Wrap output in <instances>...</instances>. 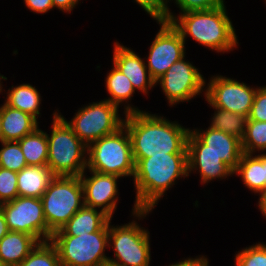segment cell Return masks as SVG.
<instances>
[{
    "label": "cell",
    "mask_w": 266,
    "mask_h": 266,
    "mask_svg": "<svg viewBox=\"0 0 266 266\" xmlns=\"http://www.w3.org/2000/svg\"><path fill=\"white\" fill-rule=\"evenodd\" d=\"M123 125L130 135L133 158L187 153L191 127H185L179 120L172 121L164 115L145 110L126 114Z\"/></svg>",
    "instance_id": "cell-1"
},
{
    "label": "cell",
    "mask_w": 266,
    "mask_h": 266,
    "mask_svg": "<svg viewBox=\"0 0 266 266\" xmlns=\"http://www.w3.org/2000/svg\"><path fill=\"white\" fill-rule=\"evenodd\" d=\"M135 172L134 206L138 210H154L179 179L188 178L187 153L151 155L148 158H133Z\"/></svg>",
    "instance_id": "cell-2"
},
{
    "label": "cell",
    "mask_w": 266,
    "mask_h": 266,
    "mask_svg": "<svg viewBox=\"0 0 266 266\" xmlns=\"http://www.w3.org/2000/svg\"><path fill=\"white\" fill-rule=\"evenodd\" d=\"M165 21L180 33L185 45L189 37L216 53H228L239 46V39L232 19L228 16L226 3L207 11H190L176 14L171 9L165 11Z\"/></svg>",
    "instance_id": "cell-3"
},
{
    "label": "cell",
    "mask_w": 266,
    "mask_h": 266,
    "mask_svg": "<svg viewBox=\"0 0 266 266\" xmlns=\"http://www.w3.org/2000/svg\"><path fill=\"white\" fill-rule=\"evenodd\" d=\"M131 221L121 225L109 221L108 249L112 257L108 264L113 266H150L152 260L150 232L142 227L140 220L147 219L153 210H138L132 206ZM139 221V222H138Z\"/></svg>",
    "instance_id": "cell-4"
},
{
    "label": "cell",
    "mask_w": 266,
    "mask_h": 266,
    "mask_svg": "<svg viewBox=\"0 0 266 266\" xmlns=\"http://www.w3.org/2000/svg\"><path fill=\"white\" fill-rule=\"evenodd\" d=\"M52 115V129L46 132L47 167L54 176H80L87 169V146L58 114V108Z\"/></svg>",
    "instance_id": "cell-5"
},
{
    "label": "cell",
    "mask_w": 266,
    "mask_h": 266,
    "mask_svg": "<svg viewBox=\"0 0 266 266\" xmlns=\"http://www.w3.org/2000/svg\"><path fill=\"white\" fill-rule=\"evenodd\" d=\"M87 169L133 179L135 162L130 135L124 125L87 146Z\"/></svg>",
    "instance_id": "cell-6"
},
{
    "label": "cell",
    "mask_w": 266,
    "mask_h": 266,
    "mask_svg": "<svg viewBox=\"0 0 266 266\" xmlns=\"http://www.w3.org/2000/svg\"><path fill=\"white\" fill-rule=\"evenodd\" d=\"M47 227L54 233L84 206L79 176H54L41 197Z\"/></svg>",
    "instance_id": "cell-7"
},
{
    "label": "cell",
    "mask_w": 266,
    "mask_h": 266,
    "mask_svg": "<svg viewBox=\"0 0 266 266\" xmlns=\"http://www.w3.org/2000/svg\"><path fill=\"white\" fill-rule=\"evenodd\" d=\"M109 222L93 233L52 235L61 266H103L108 264Z\"/></svg>",
    "instance_id": "cell-8"
},
{
    "label": "cell",
    "mask_w": 266,
    "mask_h": 266,
    "mask_svg": "<svg viewBox=\"0 0 266 266\" xmlns=\"http://www.w3.org/2000/svg\"><path fill=\"white\" fill-rule=\"evenodd\" d=\"M119 112L121 111L116 105L105 99L79 107L70 120L58 110V114L86 146L123 126L125 114L121 115Z\"/></svg>",
    "instance_id": "cell-9"
},
{
    "label": "cell",
    "mask_w": 266,
    "mask_h": 266,
    "mask_svg": "<svg viewBox=\"0 0 266 266\" xmlns=\"http://www.w3.org/2000/svg\"><path fill=\"white\" fill-rule=\"evenodd\" d=\"M186 58L185 55L176 61L155 81L171 108L200 96L205 98L206 78L201 69Z\"/></svg>",
    "instance_id": "cell-10"
},
{
    "label": "cell",
    "mask_w": 266,
    "mask_h": 266,
    "mask_svg": "<svg viewBox=\"0 0 266 266\" xmlns=\"http://www.w3.org/2000/svg\"><path fill=\"white\" fill-rule=\"evenodd\" d=\"M210 77V78H209ZM206 79L205 101L208 107H217L249 116L257 86L253 87L234 77L214 74ZM208 81V82H207Z\"/></svg>",
    "instance_id": "cell-11"
},
{
    "label": "cell",
    "mask_w": 266,
    "mask_h": 266,
    "mask_svg": "<svg viewBox=\"0 0 266 266\" xmlns=\"http://www.w3.org/2000/svg\"><path fill=\"white\" fill-rule=\"evenodd\" d=\"M9 231L34 236L39 242L49 241L52 231L47 227L41 198L18 196L0 204Z\"/></svg>",
    "instance_id": "cell-12"
},
{
    "label": "cell",
    "mask_w": 266,
    "mask_h": 266,
    "mask_svg": "<svg viewBox=\"0 0 266 266\" xmlns=\"http://www.w3.org/2000/svg\"><path fill=\"white\" fill-rule=\"evenodd\" d=\"M159 30L144 56L150 77L157 81L168 68L186 55V45L180 33L170 22L155 21Z\"/></svg>",
    "instance_id": "cell-13"
},
{
    "label": "cell",
    "mask_w": 266,
    "mask_h": 266,
    "mask_svg": "<svg viewBox=\"0 0 266 266\" xmlns=\"http://www.w3.org/2000/svg\"><path fill=\"white\" fill-rule=\"evenodd\" d=\"M187 153H213L234 171L243 151L239 138L208 126L190 129Z\"/></svg>",
    "instance_id": "cell-14"
},
{
    "label": "cell",
    "mask_w": 266,
    "mask_h": 266,
    "mask_svg": "<svg viewBox=\"0 0 266 266\" xmlns=\"http://www.w3.org/2000/svg\"><path fill=\"white\" fill-rule=\"evenodd\" d=\"M79 177L83 186L84 205L101 210L113 219L118 209L117 204L120 202L118 182L123 178L88 169Z\"/></svg>",
    "instance_id": "cell-15"
},
{
    "label": "cell",
    "mask_w": 266,
    "mask_h": 266,
    "mask_svg": "<svg viewBox=\"0 0 266 266\" xmlns=\"http://www.w3.org/2000/svg\"><path fill=\"white\" fill-rule=\"evenodd\" d=\"M112 53V64L126 75L136 91L148 97L156 86L149 75L144 57L117 40L113 42Z\"/></svg>",
    "instance_id": "cell-16"
},
{
    "label": "cell",
    "mask_w": 266,
    "mask_h": 266,
    "mask_svg": "<svg viewBox=\"0 0 266 266\" xmlns=\"http://www.w3.org/2000/svg\"><path fill=\"white\" fill-rule=\"evenodd\" d=\"M6 80H8L7 77L0 73V95L2 93L6 94L4 95V102L8 106L30 114L39 122L38 118L42 116L40 111L41 108H43V97L36 86L31 85L30 83H22L15 86L12 85L9 89L5 90L3 81Z\"/></svg>",
    "instance_id": "cell-17"
},
{
    "label": "cell",
    "mask_w": 266,
    "mask_h": 266,
    "mask_svg": "<svg viewBox=\"0 0 266 266\" xmlns=\"http://www.w3.org/2000/svg\"><path fill=\"white\" fill-rule=\"evenodd\" d=\"M39 124L30 114L8 106L4 101L0 104L1 141H19L38 128Z\"/></svg>",
    "instance_id": "cell-18"
},
{
    "label": "cell",
    "mask_w": 266,
    "mask_h": 266,
    "mask_svg": "<svg viewBox=\"0 0 266 266\" xmlns=\"http://www.w3.org/2000/svg\"><path fill=\"white\" fill-rule=\"evenodd\" d=\"M187 163L188 177L193 173L199 174V181L204 187L211 181L228 180L233 176V170L213 153H187Z\"/></svg>",
    "instance_id": "cell-19"
},
{
    "label": "cell",
    "mask_w": 266,
    "mask_h": 266,
    "mask_svg": "<svg viewBox=\"0 0 266 266\" xmlns=\"http://www.w3.org/2000/svg\"><path fill=\"white\" fill-rule=\"evenodd\" d=\"M106 73L107 74L104 83L107 91V98H104L105 100L113 103L118 108H121L123 106V110L121 109V114L123 113L126 115L130 113L145 111L139 109L138 106L135 107L131 103V100L133 99L134 94L137 91L134 89L132 83L125 74H123L113 64L111 70Z\"/></svg>",
    "instance_id": "cell-20"
},
{
    "label": "cell",
    "mask_w": 266,
    "mask_h": 266,
    "mask_svg": "<svg viewBox=\"0 0 266 266\" xmlns=\"http://www.w3.org/2000/svg\"><path fill=\"white\" fill-rule=\"evenodd\" d=\"M110 220L112 219L103 211L84 205L52 235L79 236V234L93 233L102 229Z\"/></svg>",
    "instance_id": "cell-21"
},
{
    "label": "cell",
    "mask_w": 266,
    "mask_h": 266,
    "mask_svg": "<svg viewBox=\"0 0 266 266\" xmlns=\"http://www.w3.org/2000/svg\"><path fill=\"white\" fill-rule=\"evenodd\" d=\"M233 176L240 177L244 188L259 196L266 190V173L263 166V153L247 154L242 153Z\"/></svg>",
    "instance_id": "cell-22"
},
{
    "label": "cell",
    "mask_w": 266,
    "mask_h": 266,
    "mask_svg": "<svg viewBox=\"0 0 266 266\" xmlns=\"http://www.w3.org/2000/svg\"><path fill=\"white\" fill-rule=\"evenodd\" d=\"M38 243L34 236L9 231L0 240V261L6 266H18Z\"/></svg>",
    "instance_id": "cell-23"
},
{
    "label": "cell",
    "mask_w": 266,
    "mask_h": 266,
    "mask_svg": "<svg viewBox=\"0 0 266 266\" xmlns=\"http://www.w3.org/2000/svg\"><path fill=\"white\" fill-rule=\"evenodd\" d=\"M54 175L47 166H26L17 172L18 196L41 198Z\"/></svg>",
    "instance_id": "cell-24"
},
{
    "label": "cell",
    "mask_w": 266,
    "mask_h": 266,
    "mask_svg": "<svg viewBox=\"0 0 266 266\" xmlns=\"http://www.w3.org/2000/svg\"><path fill=\"white\" fill-rule=\"evenodd\" d=\"M28 166H47L48 141L46 131L40 126L19 141Z\"/></svg>",
    "instance_id": "cell-25"
},
{
    "label": "cell",
    "mask_w": 266,
    "mask_h": 266,
    "mask_svg": "<svg viewBox=\"0 0 266 266\" xmlns=\"http://www.w3.org/2000/svg\"><path fill=\"white\" fill-rule=\"evenodd\" d=\"M210 108L214 110V113L211 115L208 126L221 130L242 140L245 135L248 117L217 107Z\"/></svg>",
    "instance_id": "cell-26"
},
{
    "label": "cell",
    "mask_w": 266,
    "mask_h": 266,
    "mask_svg": "<svg viewBox=\"0 0 266 266\" xmlns=\"http://www.w3.org/2000/svg\"><path fill=\"white\" fill-rule=\"evenodd\" d=\"M241 147L247 154L266 153V121L247 120Z\"/></svg>",
    "instance_id": "cell-27"
},
{
    "label": "cell",
    "mask_w": 266,
    "mask_h": 266,
    "mask_svg": "<svg viewBox=\"0 0 266 266\" xmlns=\"http://www.w3.org/2000/svg\"><path fill=\"white\" fill-rule=\"evenodd\" d=\"M18 266H61L56 247L49 241L39 242Z\"/></svg>",
    "instance_id": "cell-28"
},
{
    "label": "cell",
    "mask_w": 266,
    "mask_h": 266,
    "mask_svg": "<svg viewBox=\"0 0 266 266\" xmlns=\"http://www.w3.org/2000/svg\"><path fill=\"white\" fill-rule=\"evenodd\" d=\"M0 167L20 172L28 166L18 141H0Z\"/></svg>",
    "instance_id": "cell-29"
},
{
    "label": "cell",
    "mask_w": 266,
    "mask_h": 266,
    "mask_svg": "<svg viewBox=\"0 0 266 266\" xmlns=\"http://www.w3.org/2000/svg\"><path fill=\"white\" fill-rule=\"evenodd\" d=\"M233 257L234 266H266V241L243 247Z\"/></svg>",
    "instance_id": "cell-30"
},
{
    "label": "cell",
    "mask_w": 266,
    "mask_h": 266,
    "mask_svg": "<svg viewBox=\"0 0 266 266\" xmlns=\"http://www.w3.org/2000/svg\"><path fill=\"white\" fill-rule=\"evenodd\" d=\"M167 8L171 9V4L174 3L178 8L179 13H186L190 11H207L218 8L224 5L225 0H166ZM173 1V2H172ZM170 7V8H169Z\"/></svg>",
    "instance_id": "cell-31"
},
{
    "label": "cell",
    "mask_w": 266,
    "mask_h": 266,
    "mask_svg": "<svg viewBox=\"0 0 266 266\" xmlns=\"http://www.w3.org/2000/svg\"><path fill=\"white\" fill-rule=\"evenodd\" d=\"M18 197L17 172L0 167V204Z\"/></svg>",
    "instance_id": "cell-32"
},
{
    "label": "cell",
    "mask_w": 266,
    "mask_h": 266,
    "mask_svg": "<svg viewBox=\"0 0 266 266\" xmlns=\"http://www.w3.org/2000/svg\"><path fill=\"white\" fill-rule=\"evenodd\" d=\"M154 21H165L166 0H133Z\"/></svg>",
    "instance_id": "cell-33"
},
{
    "label": "cell",
    "mask_w": 266,
    "mask_h": 266,
    "mask_svg": "<svg viewBox=\"0 0 266 266\" xmlns=\"http://www.w3.org/2000/svg\"><path fill=\"white\" fill-rule=\"evenodd\" d=\"M248 120L266 121V85L258 86Z\"/></svg>",
    "instance_id": "cell-34"
},
{
    "label": "cell",
    "mask_w": 266,
    "mask_h": 266,
    "mask_svg": "<svg viewBox=\"0 0 266 266\" xmlns=\"http://www.w3.org/2000/svg\"><path fill=\"white\" fill-rule=\"evenodd\" d=\"M27 10L34 14H46L54 9L52 0H23Z\"/></svg>",
    "instance_id": "cell-35"
},
{
    "label": "cell",
    "mask_w": 266,
    "mask_h": 266,
    "mask_svg": "<svg viewBox=\"0 0 266 266\" xmlns=\"http://www.w3.org/2000/svg\"><path fill=\"white\" fill-rule=\"evenodd\" d=\"M209 259L205 255H197L194 257H184L182 260L174 262L172 264L166 265V266H210Z\"/></svg>",
    "instance_id": "cell-36"
},
{
    "label": "cell",
    "mask_w": 266,
    "mask_h": 266,
    "mask_svg": "<svg viewBox=\"0 0 266 266\" xmlns=\"http://www.w3.org/2000/svg\"><path fill=\"white\" fill-rule=\"evenodd\" d=\"M54 9H58L59 12L64 14H73L74 8L81 4V0H52Z\"/></svg>",
    "instance_id": "cell-37"
},
{
    "label": "cell",
    "mask_w": 266,
    "mask_h": 266,
    "mask_svg": "<svg viewBox=\"0 0 266 266\" xmlns=\"http://www.w3.org/2000/svg\"><path fill=\"white\" fill-rule=\"evenodd\" d=\"M256 203V207H258L262 217H264L266 220V190L258 196V200Z\"/></svg>",
    "instance_id": "cell-38"
},
{
    "label": "cell",
    "mask_w": 266,
    "mask_h": 266,
    "mask_svg": "<svg viewBox=\"0 0 266 266\" xmlns=\"http://www.w3.org/2000/svg\"><path fill=\"white\" fill-rule=\"evenodd\" d=\"M9 232L3 212L0 210V240Z\"/></svg>",
    "instance_id": "cell-39"
},
{
    "label": "cell",
    "mask_w": 266,
    "mask_h": 266,
    "mask_svg": "<svg viewBox=\"0 0 266 266\" xmlns=\"http://www.w3.org/2000/svg\"><path fill=\"white\" fill-rule=\"evenodd\" d=\"M263 166L265 167V173H266V153H263Z\"/></svg>",
    "instance_id": "cell-40"
},
{
    "label": "cell",
    "mask_w": 266,
    "mask_h": 266,
    "mask_svg": "<svg viewBox=\"0 0 266 266\" xmlns=\"http://www.w3.org/2000/svg\"><path fill=\"white\" fill-rule=\"evenodd\" d=\"M0 266H6L5 264H3L1 261H0Z\"/></svg>",
    "instance_id": "cell-41"
}]
</instances>
